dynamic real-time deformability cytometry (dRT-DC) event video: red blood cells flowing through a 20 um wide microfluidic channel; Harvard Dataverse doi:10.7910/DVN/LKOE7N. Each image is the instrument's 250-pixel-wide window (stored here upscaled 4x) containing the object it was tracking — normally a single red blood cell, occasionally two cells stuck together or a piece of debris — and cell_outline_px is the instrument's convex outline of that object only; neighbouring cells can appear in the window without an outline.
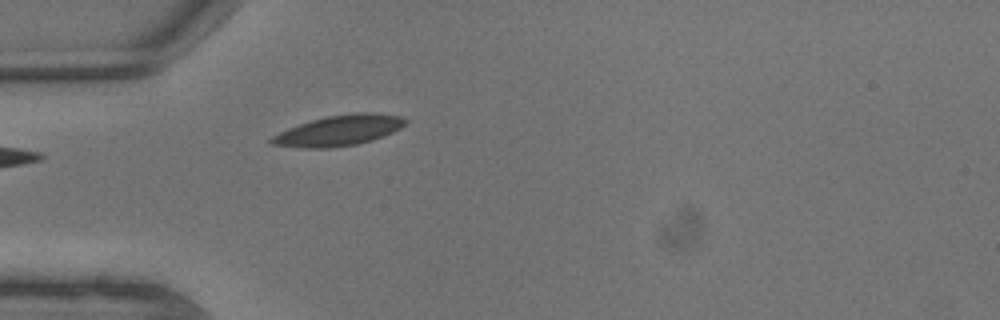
{"species": "common noctule bat (a hibernating species)", "species_latin": "Nyctalus noctula", "temperature_condition": "warm", "stored_images_in_passage": 6, "camera_frame_rate_fps": 3000, "um_per_image_px": 0.085, "animal": {"sex": "male", "body_mass_g": 13.3}, "frame": {"image": 1, "passage_image": 6, "time_ms": 1.667, "image_size_px": [1000, 320], "cell_outline_px": [[408, 120], [400, 128], [384, 136], [372, 140], [356, 144], [332, 148], [304, 148], [272, 144], [268, 140], [272, 136], [288, 128], [312, 120], [328, 116], [356, 112], [372, 112], [400, 116]], "centroid_in_image_um": [28.82, 11.09], "position_along_channel_um": 56.2, "area_um2": 23.64}}